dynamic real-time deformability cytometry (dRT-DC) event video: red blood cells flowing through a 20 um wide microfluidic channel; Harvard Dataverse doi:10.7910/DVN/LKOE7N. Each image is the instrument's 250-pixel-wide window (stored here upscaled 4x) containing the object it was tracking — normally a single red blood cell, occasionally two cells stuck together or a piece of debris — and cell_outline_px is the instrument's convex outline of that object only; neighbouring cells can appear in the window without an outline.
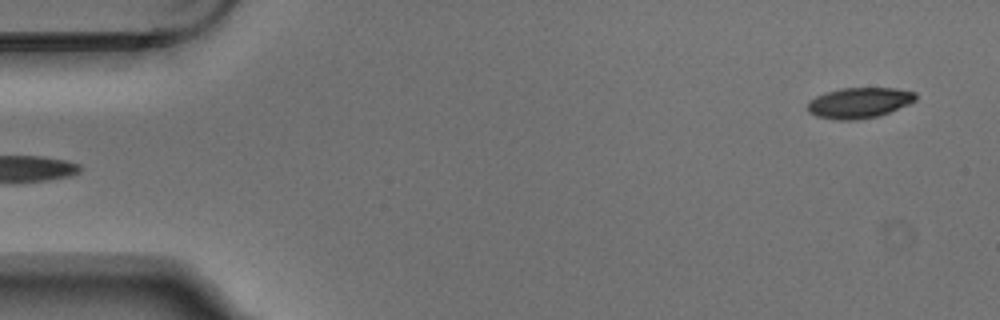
{"species": "Egyptian fruit bat (a non-hibernating species)", "species_latin": "Rousettus aegyptiacus", "temperature_condition": "warm", "stored_images_in_passage": 5, "segment_of_instrument_passage": [2, 2], "camera_frame_rate_fps": 3000, "um_per_image_px": 0.085, "animal": {"sex": "male"}, "frame": {"image": 1, "passage_image": 5, "time_ms": 1.333, "image_size_px": [1000, 320], "cell_outline_px": [[916, 100], [908, 104], [888, 112], [876, 116], [856, 120], [836, 120], [816, 116], [808, 112], [808, 100], [824, 92], [840, 88], [896, 88], [916, 92]], "centroid_in_image_um": [72.99, 8.73], "position_along_channel_um": 12.0, "area_um2": 19.31}}